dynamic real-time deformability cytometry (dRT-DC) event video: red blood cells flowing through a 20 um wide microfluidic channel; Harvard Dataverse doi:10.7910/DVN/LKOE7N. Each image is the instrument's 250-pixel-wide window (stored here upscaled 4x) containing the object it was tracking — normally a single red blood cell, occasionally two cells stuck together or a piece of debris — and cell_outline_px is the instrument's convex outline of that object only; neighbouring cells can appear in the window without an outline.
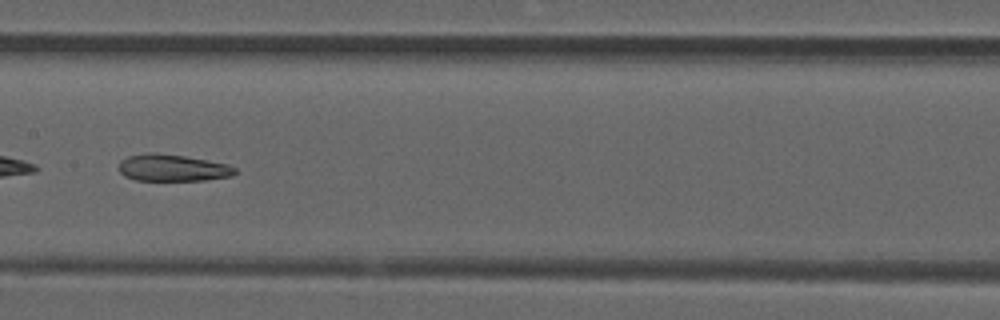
{"species": "common noctule bat (a hibernating species)", "species_latin": "Nyctalus noctula", "temperature_condition": "room temperature", "stored_images_in_passage": 44, "camera_frame_rate_fps": 3000, "um_per_image_px": 0.085, "animal": {"sex": "male", "forearm_length_mm": 52.5}, "frame": {"image": 1, "passage_image": 19, "time_ms": 6.0, "image_size_px": [1000, 320], "cell_outline_px": [[236, 172], [232, 176], [204, 180], [136, 180], [124, 176], [120, 172], [120, 160], [128, 156], [152, 152], [184, 156], [228, 164], [236, 168]], "centroid_in_image_um": [14.67, 14.27], "position_along_channel_um": 192.7, "area_um2": 18.03}, "authors_computed_cell_mechanics": {"area_um2": 19.1318, "velocity_mm_per_s": 3.8787, "shape_relaxation_time_tau1_ms": null, "shape_relaxation_time_tau2_ms": 3.6196, "deformation_change_tau1": null, "deformation_change_tau2": 0.1221}}